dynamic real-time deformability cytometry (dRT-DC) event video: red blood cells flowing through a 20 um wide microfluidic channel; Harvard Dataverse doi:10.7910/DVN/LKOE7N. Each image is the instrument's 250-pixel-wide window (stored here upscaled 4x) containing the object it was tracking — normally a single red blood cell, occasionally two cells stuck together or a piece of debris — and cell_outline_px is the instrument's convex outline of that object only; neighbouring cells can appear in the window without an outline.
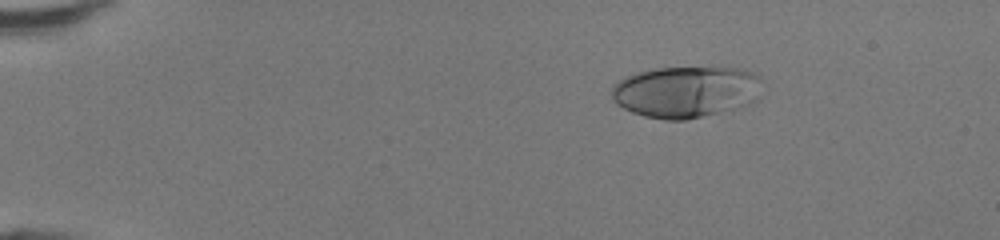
{"species": "human", "species_latin": "Homo sapiens", "temperature_condition": "room temperature", "stored_images_in_passage": 49, "camera_frame_rate_fps": 3000, "um_per_image_px": 0.085, "donor": {"sex": "female"}, "frame": {"image": 1, "passage_image": 9, "time_ms": 2.667, "image_size_px": [1000, 240], "cell_outline_px": [[760, 76], [752, 100], [744, 104], [732, 108], [684, 120], [664, 120], [644, 116], [632, 112], [616, 104], [612, 100], [612, 84], [624, 76], [636, 72], [656, 68], [712, 64], [740, 68], [756, 72]], "centroid_in_image_um": [58.21, 7.72], "position_along_channel_um": 26.8, "area_um2": 45.66}}
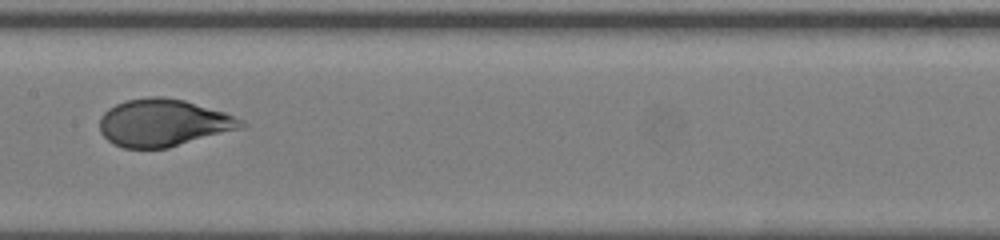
{"frame": {"image": 2, "passage_image": 27, "time_ms": 8.667, "image_size_px": [1000, 240], "cell_outline_px": [[248, 124], [244, 128], [168, 148], [124, 148], [112, 144], [100, 132], [100, 116], [108, 108], [124, 100], [148, 96], [164, 96], [184, 100], [224, 112]], "centroid_in_image_um": [13.87, 10.43], "position_along_channel_um": 193.5, "area_um2": 39.25}}
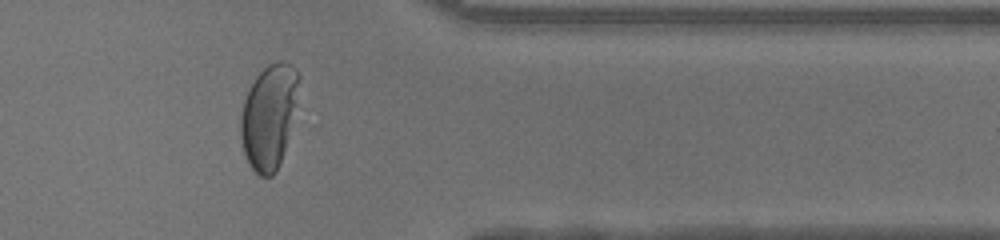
{"frame": {"image": 3, "passage_image": 41, "time_ms": 13.333, "image_size_px": [1000, 240], "cell_outline_px": [[300, 76], [284, 148], [276, 172], [272, 176], [260, 176], [252, 168], [244, 152], [240, 136], [240, 116], [244, 100], [256, 76], [268, 64], [276, 60], [284, 60], [292, 64], [296, 68]], "centroid_in_image_um": [22.82, 9.84], "position_along_channel_um": 388.6, "area_um2": 34.39}, "authors_computed_cell_mechanics": {"area_um2": 40.46, "velocity_mm_per_s": 4.3447, "shape_relaxation_time_tau1_ms": 5.3586, "shape_relaxation_time_tau2_ms": null, "deformation_change_tau1": 0.2734, "deformation_change_tau2": null}}